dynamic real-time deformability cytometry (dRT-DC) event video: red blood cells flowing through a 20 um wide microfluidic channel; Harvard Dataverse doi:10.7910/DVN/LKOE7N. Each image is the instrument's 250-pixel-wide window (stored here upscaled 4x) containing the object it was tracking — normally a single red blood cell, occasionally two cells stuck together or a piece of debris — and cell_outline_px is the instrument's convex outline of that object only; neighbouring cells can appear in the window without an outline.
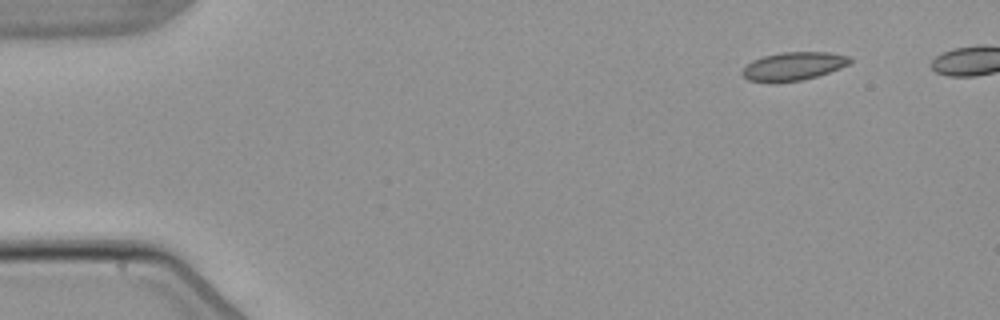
{"species": "common noctule bat (a hibernating species)", "species_latin": "Nyctalus noctula", "temperature_condition": "warm", "stored_images_in_passage": 8, "camera_frame_rate_fps": 3000, "um_per_image_px": 0.085, "animal": {"sex": "male", "body_mass_g": 21.5, "forearm_length_mm": 52.0}, "frame": {"image": 1, "passage_image": 1, "time_ms": 0.0, "image_size_px": [1000, 320], "cell_outline_px": [[852, 60], [848, 64], [840, 68], [816, 76], [800, 80], [748, 80], [740, 72], [752, 60], [764, 56], [780, 52], [828, 52], [848, 56]], "centroid_in_image_um": [67.46, 5.58], "position_along_channel_um": 17.5, "area_um2": 17.05}}
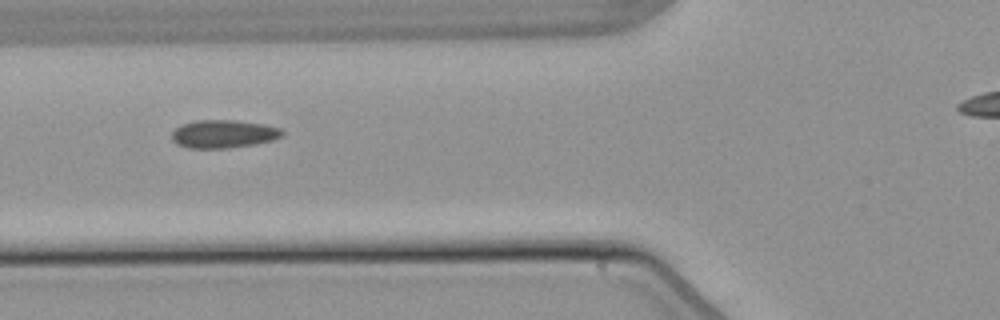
{"frame": {"image": 2, "passage_image": 5, "time_ms": 5.0, "image_size_px": [1000, 320], "cell_outline_px": [[284, 136], [272, 140], [256, 144], [228, 148], [188, 148], [176, 144], [172, 140], [172, 132], [180, 124], [196, 120], [236, 120], [264, 124], [280, 128], [284, 132]], "centroid_in_image_um": [19.0, 11.38], "position_along_channel_um": 106.8, "area_um2": 18.26}}
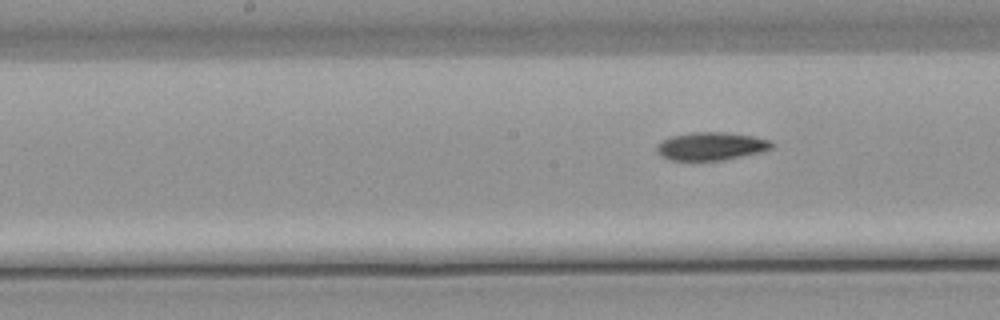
{"frame": {"image": 3, "passage_image": 8, "time_ms": 9.667, "image_size_px": [1000, 320], "cell_outline_px": [[772, 148], [760, 152], [720, 160], [668, 160], [660, 156], [656, 152], [656, 144], [672, 136], [692, 132], [724, 132], [752, 136], [768, 140], [772, 144]], "centroid_in_image_um": [60.37, 12.43], "position_along_channel_um": 187.8, "area_um2": 18.55}}